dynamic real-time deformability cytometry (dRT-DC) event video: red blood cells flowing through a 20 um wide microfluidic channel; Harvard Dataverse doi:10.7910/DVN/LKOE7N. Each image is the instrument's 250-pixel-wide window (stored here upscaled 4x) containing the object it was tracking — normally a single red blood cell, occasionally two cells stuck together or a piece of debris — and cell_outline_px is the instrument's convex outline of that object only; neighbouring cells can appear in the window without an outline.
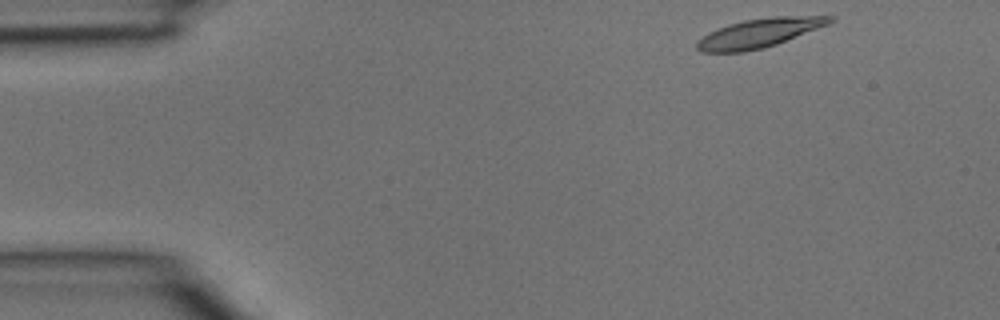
{"species": "common noctule bat (a hibernating species)", "species_latin": "Nyctalus noctula", "temperature_condition": "room temperature", "stored_images_in_passage": 6, "camera_frame_rate_fps": 3000, "um_per_image_px": 0.085, "animal": {"sex": "male", "body_mass_g": 15.6}, "frame": {"image": 1, "passage_image": 6, "time_ms": 1.667, "image_size_px": [1000, 320], "cell_outline_px": [[836, 20], [828, 24], [776, 44], [764, 48], [744, 52], [700, 52], [696, 48], [696, 40], [708, 32], [728, 24], [744, 20], [772, 16], [836, 16]], "centroid_in_image_um": [64.49, 2.81], "position_along_channel_um": 20.5, "area_um2": 22.48}}